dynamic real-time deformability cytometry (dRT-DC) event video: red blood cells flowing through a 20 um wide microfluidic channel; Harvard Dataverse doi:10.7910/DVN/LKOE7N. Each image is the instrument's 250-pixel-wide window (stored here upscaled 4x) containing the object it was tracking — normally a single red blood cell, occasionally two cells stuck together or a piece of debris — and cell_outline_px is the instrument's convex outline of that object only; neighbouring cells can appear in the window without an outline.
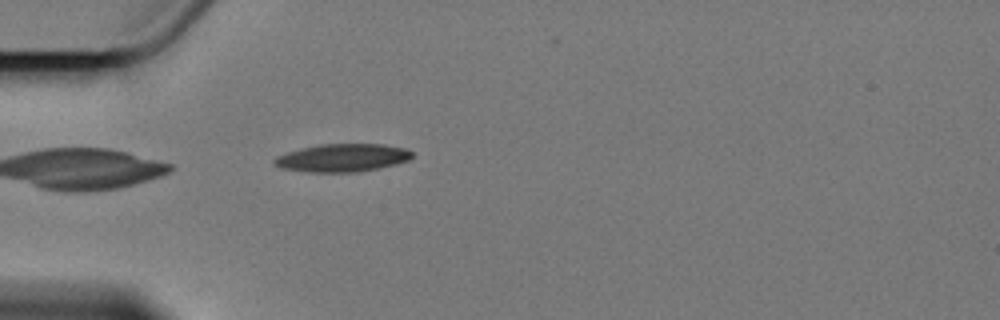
{"species": "Egyptian fruit bat (a non-hibernating species)", "species_latin": "Rousettus aegyptiacus", "temperature_condition": "cold", "stored_images_in_passage": 1, "camera_frame_rate_fps": 3000, "um_per_image_px": 0.085, "animal": {"sex": "female"}, "frame": {"image": 1, "passage_image": 1, "time_ms": 0.0, "image_size_px": [1000, 320], "cell_outline_px": [[412, 156], [408, 160], [396, 164], [356, 172], [308, 172], [284, 168], [272, 164], [272, 160], [276, 156], [288, 152], [320, 144], [384, 144], [404, 148], [412, 152]], "centroid_in_image_um": [29.09, 13.41], "position_along_channel_um": 55.9, "area_um2": 22.2}}